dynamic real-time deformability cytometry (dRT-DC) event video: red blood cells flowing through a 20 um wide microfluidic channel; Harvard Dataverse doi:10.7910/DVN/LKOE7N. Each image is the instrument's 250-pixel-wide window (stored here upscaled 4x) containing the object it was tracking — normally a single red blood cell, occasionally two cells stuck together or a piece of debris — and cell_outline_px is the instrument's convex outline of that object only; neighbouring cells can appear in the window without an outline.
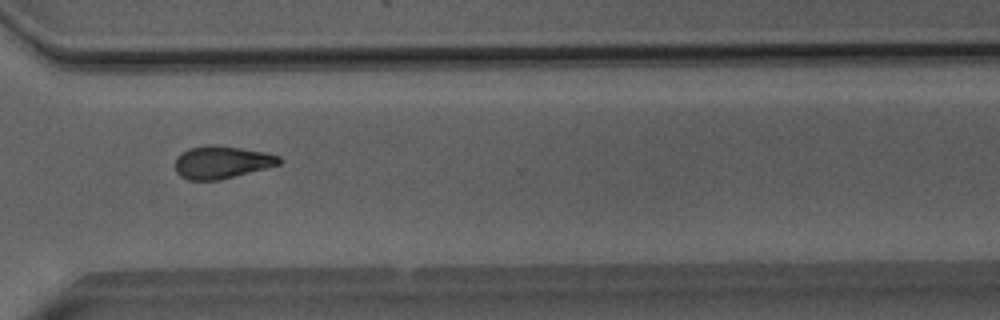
{"species": "Egyptian fruit bat (a non-hibernating species)", "species_latin": "Rousettus aegyptiacus", "temperature_condition": "room temperature", "stored_images_in_passage": 51, "camera_frame_rate_fps": 3000, "um_per_image_px": 0.085, "animal": {"sex": "male"}, "frame": {"image": 1, "passage_image": 38, "time_ms": 12.333, "image_size_px": [1000, 320], "cell_outline_px": [[284, 160], [280, 164], [220, 180], [188, 180], [180, 176], [176, 172], [176, 156], [188, 148], [212, 144], [216, 144], [268, 152], [280, 156]], "centroid_in_image_um": [18.86, 13.77], "position_along_channel_um": 351.7, "area_um2": 20.0}}
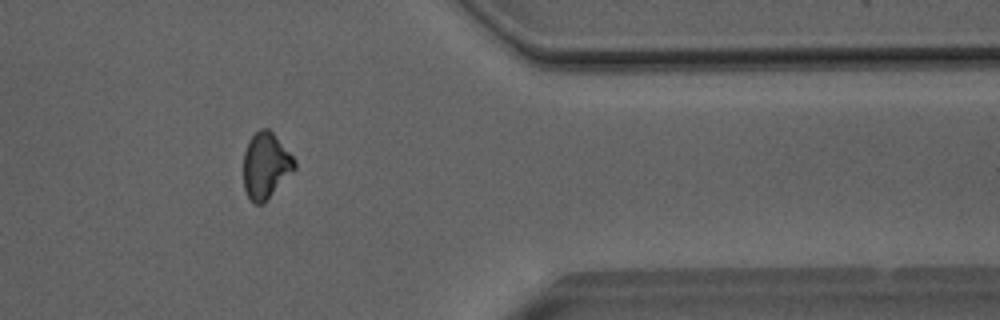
{"frame": {"image": 2, "passage_image": 42, "time_ms": 13.667, "image_size_px": [1000, 320], "cell_outline_px": [[296, 168], [264, 204], [256, 204], [248, 196], [244, 188], [244, 152], [248, 140], [260, 128], [268, 128], [272, 132], [296, 160]], "centroid_in_image_um": [22.59, 14.08], "position_along_channel_um": 388.8, "area_um2": 19.59}}
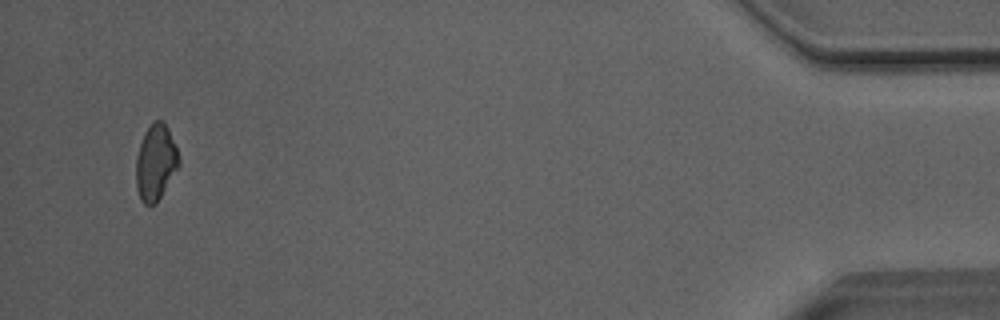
{"frame": {"image": 3, "passage_image": 49, "time_ms": 16.0, "image_size_px": [1000, 320], "cell_outline_px": [[180, 164], [156, 204], [144, 204], [140, 200], [136, 188], [136, 156], [144, 132], [152, 120], [164, 120], [168, 128], [180, 156]], "centroid_in_image_um": [13.23, 13.78], "position_along_channel_um": 422.0, "area_um2": 19.13}, "authors_computed_cell_mechanics": {"area_um2": 20.3456, "velocity_mm_per_s": 4.0938, "shape_relaxation_time_tau1_ms": 11.1052, "shape_relaxation_time_tau2_ms": 6.6849, "deformation_change_tau1": 0.1949, "deformation_change_tau2": 0.1545}}